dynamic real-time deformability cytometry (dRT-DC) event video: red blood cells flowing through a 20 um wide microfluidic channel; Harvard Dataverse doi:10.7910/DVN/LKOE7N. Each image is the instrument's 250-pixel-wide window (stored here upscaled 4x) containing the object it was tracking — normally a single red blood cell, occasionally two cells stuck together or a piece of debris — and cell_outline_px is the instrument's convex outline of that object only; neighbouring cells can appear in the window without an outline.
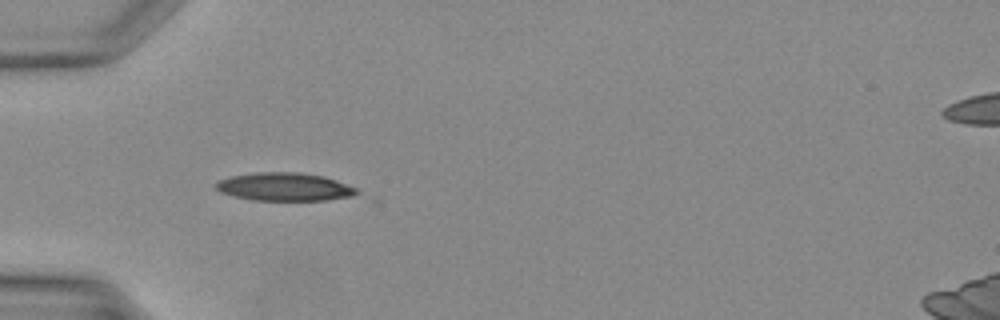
{"species": "Egyptian fruit bat (a non-hibernating species)", "species_latin": "Rousettus aegyptiacus", "temperature_condition": "warm", "stored_images_in_passage": 30, "camera_frame_rate_fps": 3000, "um_per_image_px": 0.085, "animal": {"sex": "female"}, "frame": {"image": 1, "passage_image": 3, "time_ms": 0.667, "image_size_px": [1000, 320], "cell_outline_px": [[380, 200], [252, 200], [220, 192], [212, 184], [220, 180], [232, 176], [256, 172], [300, 172], [324, 176], [336, 180], [376, 196]], "centroid_in_image_um": [24.61, 15.93], "position_along_channel_um": 60.4, "area_um2": 24.68}}
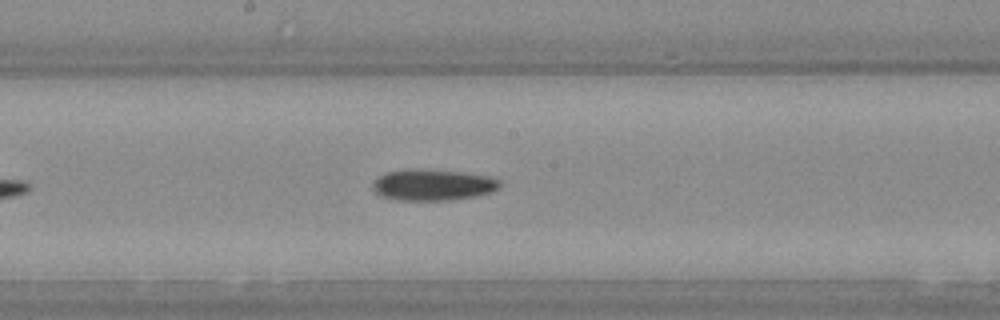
{"frame": {"image": 2, "passage_image": 12, "time_ms": 3.667, "image_size_px": [1000, 320], "cell_outline_px": [[500, 188], [488, 192], [472, 196], [444, 200], [404, 200], [384, 196], [376, 192], [372, 188], [372, 180], [384, 172], [412, 168], [420, 168], [460, 172], [492, 176], [500, 180]], "centroid_in_image_um": [36.76, 15.68], "position_along_channel_um": 211.4, "area_um2": 23.06}}
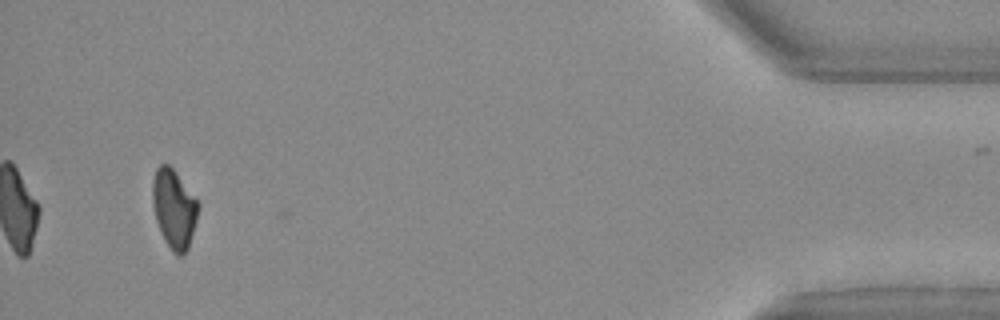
{"frame": {"image": 3, "passage_image": 28, "time_ms": 9.0, "image_size_px": [1000, 320], "cell_outline_px": [[200, 208], [188, 248], [180, 256], [176, 256], [172, 252], [164, 240], [160, 232], [156, 220], [152, 204], [152, 180], [156, 168], [160, 164], [168, 164], [172, 168], [200, 204]], "centroid_in_image_um": [14.78, 17.75], "position_along_channel_um": 420.4, "area_um2": 21.04}}